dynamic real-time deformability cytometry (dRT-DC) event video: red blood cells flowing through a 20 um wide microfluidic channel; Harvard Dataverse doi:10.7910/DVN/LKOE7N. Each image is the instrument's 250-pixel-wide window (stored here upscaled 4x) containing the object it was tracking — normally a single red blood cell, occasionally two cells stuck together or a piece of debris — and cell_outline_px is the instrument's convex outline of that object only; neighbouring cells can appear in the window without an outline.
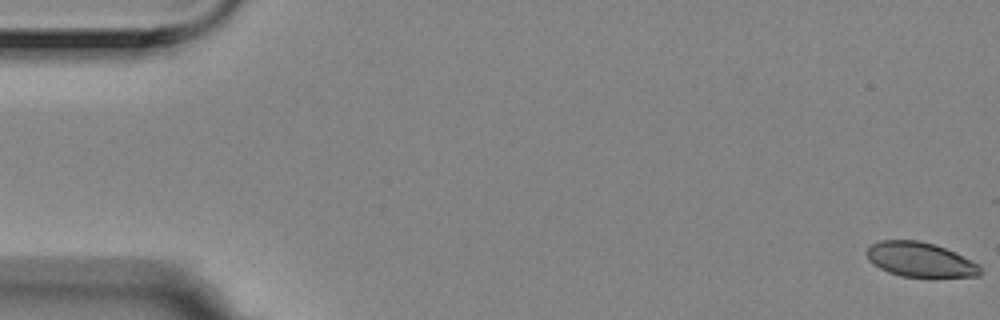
{"species": "Egyptian fruit bat (a non-hibernating species)", "species_latin": "Rousettus aegyptiacus", "temperature_condition": "room temperature", "stored_images_in_passage": 7, "camera_frame_rate_fps": 3000, "um_per_image_px": 0.085, "animal": {"sex": "female"}, "frame": {"image": 1, "passage_image": 1, "time_ms": 0.0, "image_size_px": [1000, 320], "cell_outline_px": [[980, 276], [900, 276], [888, 272], [872, 264], [868, 260], [864, 252], [872, 244], [880, 240], [920, 240], [944, 248], [980, 264]], "centroid_in_image_um": [78.15, 22.05], "position_along_channel_um": 6.9, "area_um2": 22.66}}
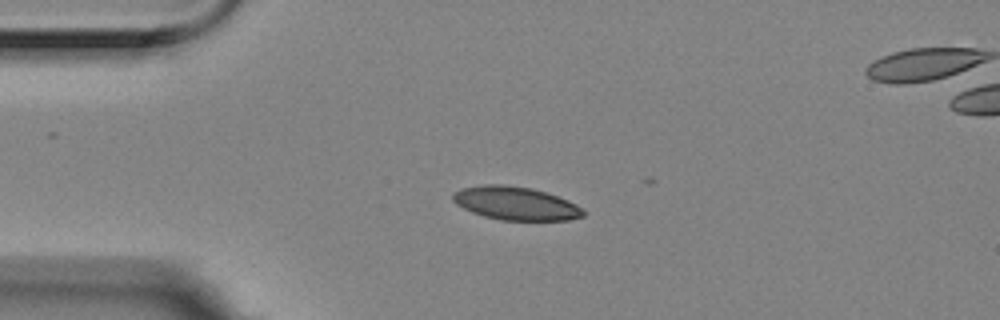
{"frame": {"image": 2, "passage_image": 5, "time_ms": 1.333, "image_size_px": [1000, 320], "cell_outline_px": [[584, 216], [568, 220], [500, 220], [484, 216], [472, 212], [456, 204], [452, 200], [452, 192], [460, 188], [484, 184], [504, 184], [532, 188], [568, 200], [576, 204], [584, 212]], "centroid_in_image_um": [43.78, 17.27], "position_along_channel_um": 41.2, "area_um2": 25.32}}
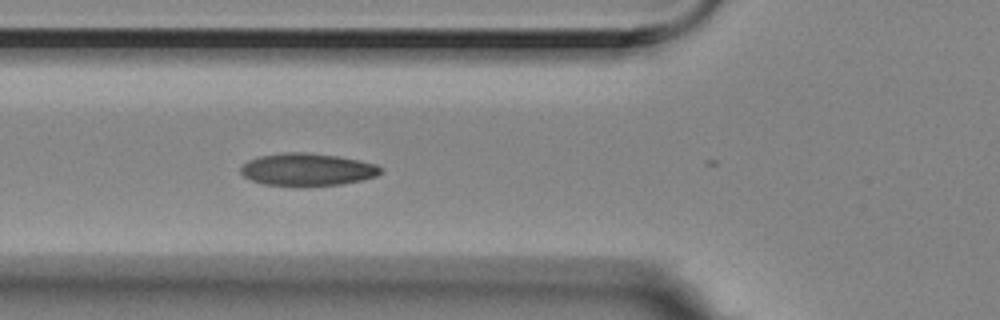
{"frame": {"image": 3, "passage_image": 7, "time_ms": 2.0, "image_size_px": [1000, 320], "cell_outline_px": [[384, 168], [376, 176], [360, 180], [340, 184], [264, 184], [252, 180], [244, 176], [240, 172], [240, 168], [248, 160], [260, 156], [284, 152], [304, 152], [336, 156], [360, 160], [376, 164]], "centroid_in_image_um": [26.13, 14.37], "position_along_channel_um": 99.7, "area_um2": 25.78}}